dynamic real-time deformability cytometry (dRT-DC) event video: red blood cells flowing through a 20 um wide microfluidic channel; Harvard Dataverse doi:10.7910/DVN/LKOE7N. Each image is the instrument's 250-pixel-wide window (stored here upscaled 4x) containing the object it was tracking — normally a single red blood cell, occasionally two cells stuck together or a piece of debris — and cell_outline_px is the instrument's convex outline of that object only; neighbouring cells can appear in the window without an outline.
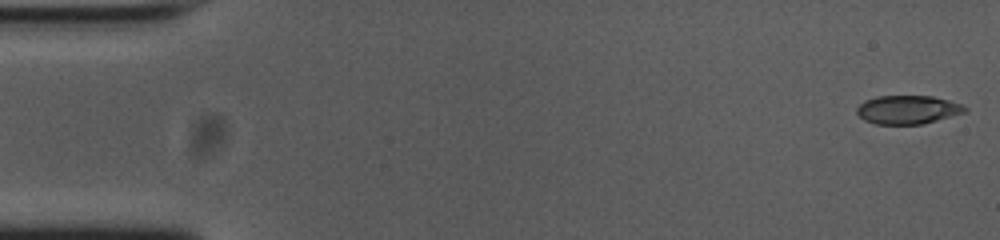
{"species": "common noctule bat (a hibernating species)", "species_latin": "Nyctalus noctula", "temperature_condition": "cold", "stored_images_in_passage": 54, "camera_frame_rate_fps": 3000, "um_per_image_px": 0.085, "animal": {"sex": "female", "body_mass_g": 23.0, "forearm_length_mm": 53.4}, "frame": {"image": 1, "passage_image": 1, "time_ms": 0.0, "image_size_px": [1000, 240], "cell_outline_px": [[968, 112], [924, 124], [876, 124], [864, 120], [856, 112], [856, 108], [864, 100], [876, 96], [932, 96], [964, 104], [968, 108]], "centroid_in_image_um": [77.2, 9.32], "position_along_channel_um": 7.8, "area_um2": 18.26}}
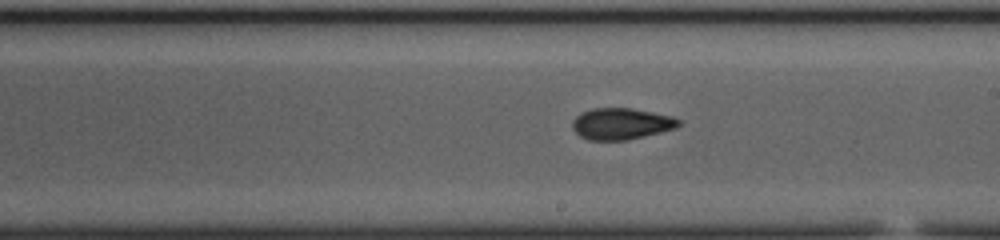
{"frame": {"image": 2, "passage_image": 30, "time_ms": 9.667, "image_size_px": [1000, 240], "cell_outline_px": [[680, 124], [676, 128], [628, 140], [588, 140], [580, 136], [572, 128], [572, 120], [580, 112], [592, 108], [632, 108], [672, 116], [680, 120]], "centroid_in_image_um": [52.78, 10.51], "position_along_channel_um": 236.2, "area_um2": 19.54}}
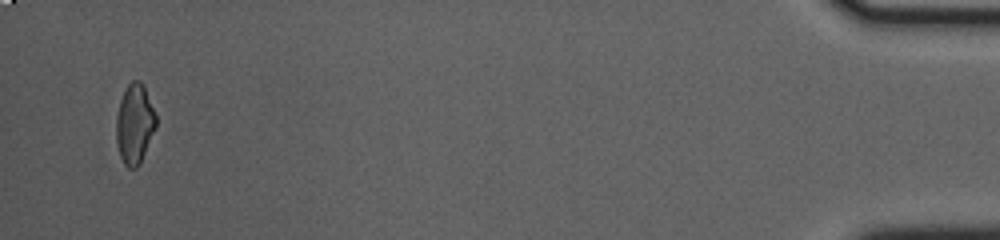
{"frame": {"image": 3, "passage_image": 52, "time_ms": 17.0, "image_size_px": [1000, 240], "cell_outline_px": [[156, 128], [140, 164], [136, 168], [128, 168], [124, 164], [120, 156], [116, 140], [116, 116], [120, 100], [128, 84], [132, 80], [140, 80], [144, 84], [156, 116]], "centroid_in_image_um": [11.45, 10.53], "position_along_channel_um": 423.8, "area_um2": 18.61}, "authors_computed_cell_mechanics": {"area_um2": 19.1318, "velocity_mm_per_s": 3.7587, "shape_relaxation_time_tau1_ms": null, "shape_relaxation_time_tau2_ms": 2.2992, "deformation_change_tau1": null, "deformation_change_tau2": 0.0862}}